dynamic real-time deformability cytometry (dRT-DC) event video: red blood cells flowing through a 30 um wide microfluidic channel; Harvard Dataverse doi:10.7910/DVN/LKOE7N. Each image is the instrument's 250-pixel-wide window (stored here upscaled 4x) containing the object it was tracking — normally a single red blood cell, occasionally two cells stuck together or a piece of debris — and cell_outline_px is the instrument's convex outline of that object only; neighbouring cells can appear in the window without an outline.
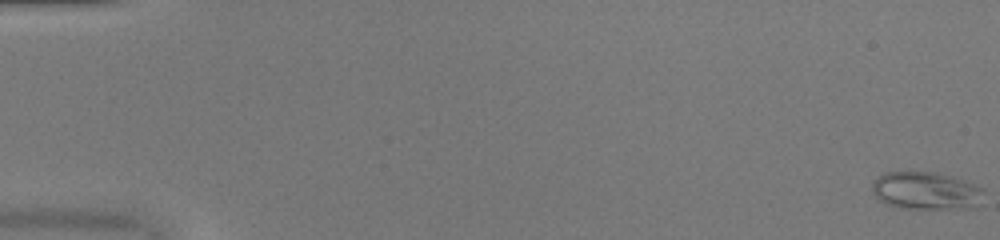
{"species": "common noctule bat (a hibernating species)", "species_latin": "Nyctalus noctula", "temperature_condition": "warm", "stored_images_in_passage": 52, "camera_frame_rate_fps": 3000, "um_per_image_px": 0.085, "animal": {"sex": "female", "body_mass_g": 20.0, "forearm_length_mm": 54.0}, "frame": {"image": 1, "passage_image": 1, "time_ms": 0.0, "image_size_px": [1000, 240], "cell_outline_px": [[984, 192], [980, 204], [976, 208], [900, 208], [884, 204], [872, 192], [872, 180], [884, 172], [936, 172], [984, 188]], "centroid_in_image_um": [78.68, 16.22], "position_along_channel_um": 6.3, "area_um2": 24.57}}
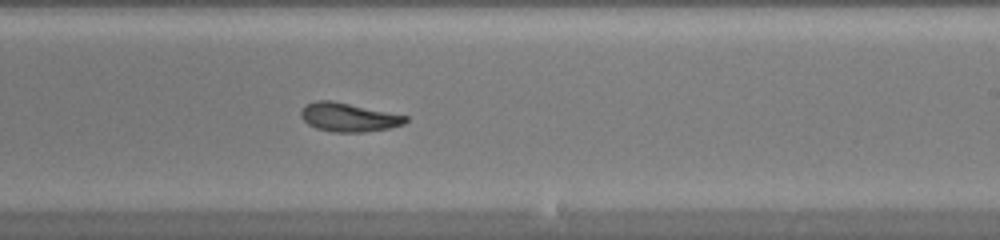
{"frame": {"image": 2, "passage_image": 33, "time_ms": 10.667, "image_size_px": [1000, 240], "cell_outline_px": [[408, 120], [404, 124], [388, 128], [364, 132], [332, 132], [316, 128], [308, 124], [300, 116], [300, 112], [304, 104], [316, 100], [332, 100], [408, 116]], "centroid_in_image_um": [29.59, 9.96], "position_along_channel_um": 259.4, "area_um2": 17.57}}
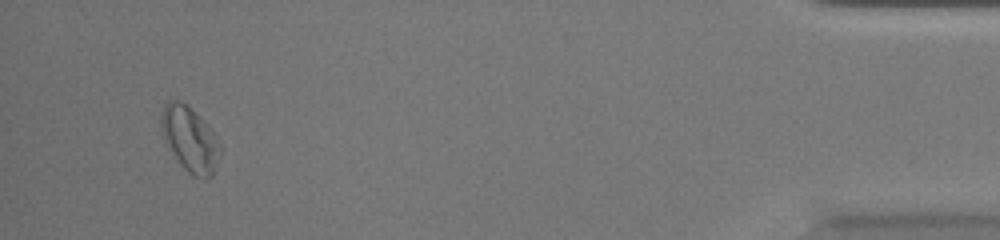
{"frame": {"image": 3, "passage_image": 50, "time_ms": 16.333, "image_size_px": [1000, 240], "cell_outline_px": [[220, 152], [216, 168], [212, 176], [208, 180], [204, 180], [192, 176], [180, 164], [168, 148], [164, 140], [160, 124], [160, 120], [164, 104], [168, 100], [180, 100], [188, 104], [216, 136], [220, 144]], "centroid_in_image_um": [16.13, 11.85], "position_along_channel_um": 419.1, "area_um2": 22.54}, "authors_computed_cell_mechanics": {"area_um2": 18.6983, "velocity_mm_per_s": 4.0447, "shape_relaxation_time_tau1_ms": 5.79, "shape_relaxation_time_tau2_ms": 5.5042, "deformation_change_tau1": 0.1723, "deformation_change_tau2": 0.1074}}